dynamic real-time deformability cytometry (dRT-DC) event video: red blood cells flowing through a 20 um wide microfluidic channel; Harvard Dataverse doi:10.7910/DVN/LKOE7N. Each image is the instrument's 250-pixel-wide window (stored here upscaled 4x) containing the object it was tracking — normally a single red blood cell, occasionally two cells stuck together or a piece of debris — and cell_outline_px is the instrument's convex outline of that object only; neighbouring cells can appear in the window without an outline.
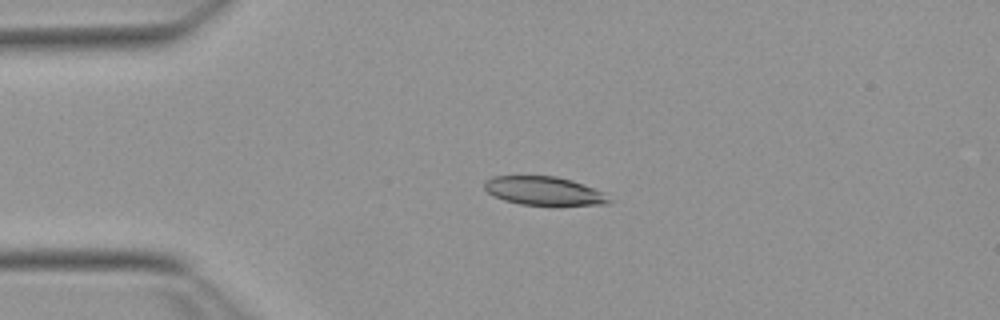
{"species": "Egyptian fruit bat (a non-hibernating species)", "species_latin": "Rousettus aegyptiacus", "temperature_condition": "warm", "stored_images_in_passage": 49, "camera_frame_rate_fps": 3000, "um_per_image_px": 0.085, "animal": {"sex": "female"}, "frame": {"image": 1, "passage_image": 8, "time_ms": 2.333, "image_size_px": [1000, 320], "cell_outline_px": [[612, 200], [608, 204], [520, 204], [504, 200], [492, 196], [484, 188], [484, 180], [492, 176], [556, 176], [572, 180], [584, 184], [604, 192]], "centroid_in_image_um": [46.21, 16.2], "position_along_channel_um": 38.8, "area_um2": 20.63}}
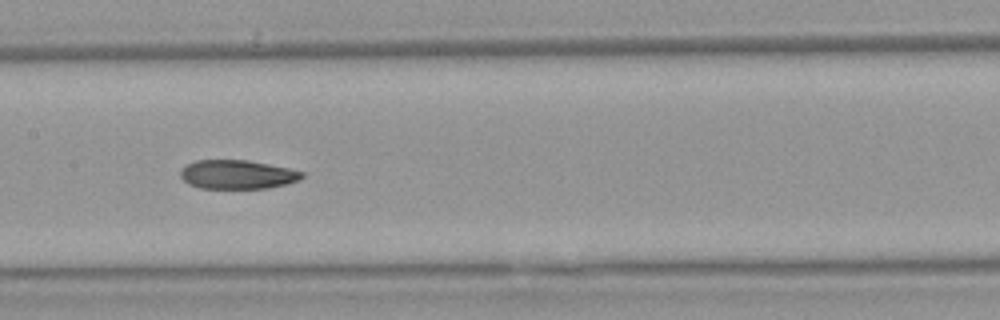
{"frame": {"image": 2, "passage_image": 22, "time_ms": 7.0, "image_size_px": [1000, 320], "cell_outline_px": [[304, 176], [300, 180], [288, 184], [268, 188], [200, 188], [188, 184], [180, 176], [180, 172], [188, 164], [196, 160], [248, 160], [288, 168], [304, 172]], "centroid_in_image_um": [20.2, 14.83], "position_along_channel_um": 187.2, "area_um2": 20.46}}
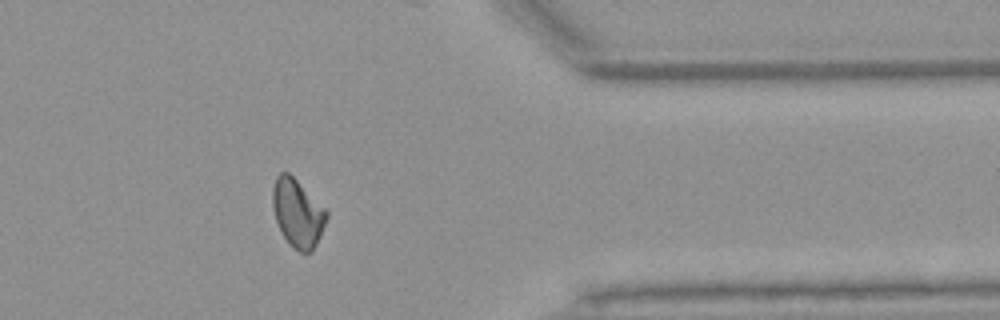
{"frame": {"image": 3, "passage_image": 39, "time_ms": 12.667, "image_size_px": [1000, 320], "cell_outline_px": [[328, 216], [320, 236], [312, 252], [300, 252], [280, 232], [272, 208], [272, 188], [276, 176], [280, 172], [288, 172], [328, 212]], "centroid_in_image_um": [25.27, 18.1], "position_along_channel_um": 386.1, "area_um2": 20.98}, "authors_computed_cell_mechanics": {"area_um2": 21.3282, "velocity_mm_per_s": 3.8255, "shape_relaxation_time_tau1_ms": 7.7153, "shape_relaxation_time_tau2_ms": 7.0607, "deformation_change_tau1": 0.1886, "deformation_change_tau2": 0.1095}}